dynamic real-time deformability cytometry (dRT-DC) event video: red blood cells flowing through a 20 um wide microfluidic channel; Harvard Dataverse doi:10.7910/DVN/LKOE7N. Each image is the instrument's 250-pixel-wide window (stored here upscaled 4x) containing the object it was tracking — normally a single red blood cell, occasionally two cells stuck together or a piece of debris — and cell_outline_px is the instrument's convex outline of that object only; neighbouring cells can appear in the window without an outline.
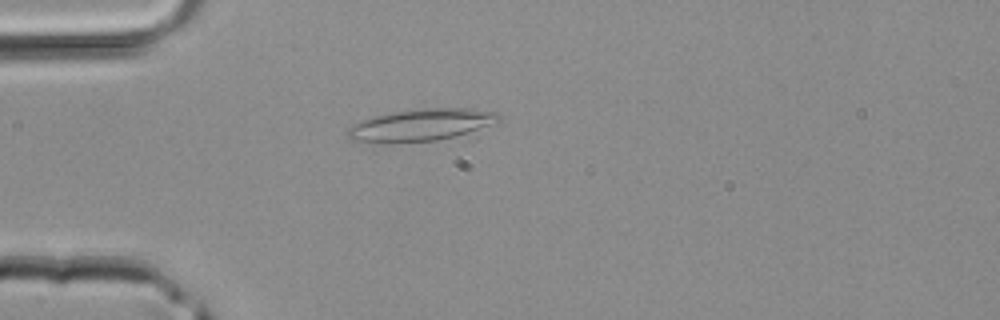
{"species": "common noctule bat (a hibernating species)", "species_latin": "Nyctalus noctula", "temperature_condition": "room temperature", "stored_images_in_passage": 36, "camera_frame_rate_fps": 3000, "um_per_image_px": 0.085, "animal": {"sex": "male", "body_mass_g": 20.4}, "frame": {"image": 1, "passage_image": 6, "time_ms": 1.667, "image_size_px": [1000, 320], "cell_outline_px": [[500, 116], [496, 120], [488, 124], [468, 132], [456, 136], [436, 140], [348, 140], [344, 132], [352, 124], [360, 120], [372, 116], [392, 112], [416, 108], [472, 108], [496, 112]], "centroid_in_image_um": [35.73, 10.56], "position_along_channel_um": 49.3, "area_um2": 27.17}}
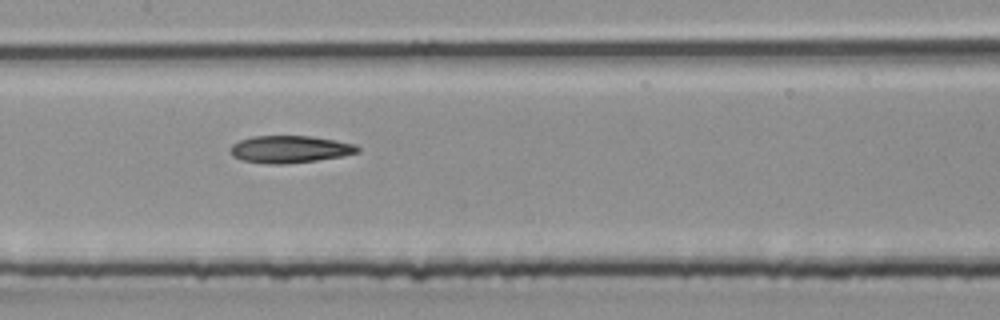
{"frame": {"image": 2, "passage_image": 15, "time_ms": 4.667, "image_size_px": [1000, 320], "cell_outline_px": [[360, 152], [344, 156], [316, 160], [280, 164], [268, 164], [240, 160], [232, 156], [228, 148], [232, 144], [240, 140], [252, 136], [312, 136], [336, 140], [356, 144], [360, 148]], "centroid_in_image_um": [24.63, 12.68], "position_along_channel_um": 182.8, "area_um2": 20.4}}
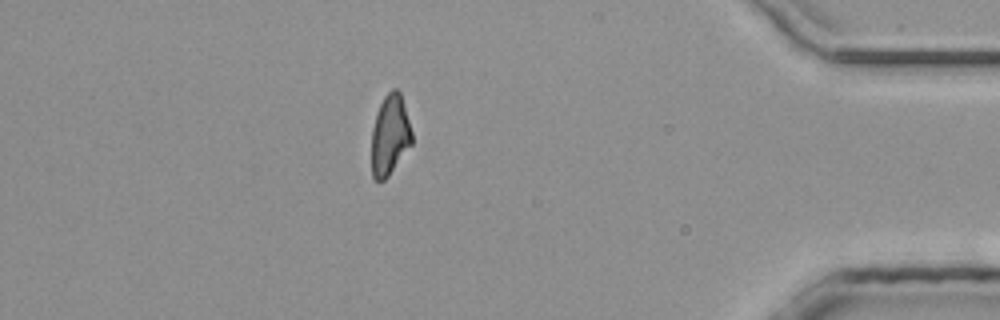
{"frame": {"image": 3, "passage_image": 31, "time_ms": 10.0, "image_size_px": [1000, 320], "cell_outline_px": [[412, 144], [388, 176], [384, 180], [376, 180], [372, 176], [372, 128], [376, 112], [384, 96], [392, 88], [396, 88], [400, 92], [412, 132]], "centroid_in_image_um": [33.14, 11.47], "position_along_channel_um": 402.1, "area_um2": 18.79}}